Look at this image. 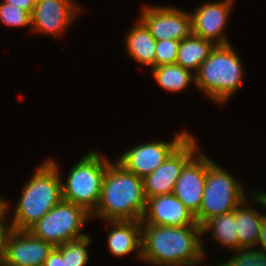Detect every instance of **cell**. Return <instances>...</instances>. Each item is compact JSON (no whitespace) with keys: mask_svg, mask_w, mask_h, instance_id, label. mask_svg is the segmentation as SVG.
Segmentation results:
<instances>
[{"mask_svg":"<svg viewBox=\"0 0 266 266\" xmlns=\"http://www.w3.org/2000/svg\"><path fill=\"white\" fill-rule=\"evenodd\" d=\"M200 235L199 225L141 224V260L155 266H195L206 257Z\"/></svg>","mask_w":266,"mask_h":266,"instance_id":"cell-1","label":"cell"},{"mask_svg":"<svg viewBox=\"0 0 266 266\" xmlns=\"http://www.w3.org/2000/svg\"><path fill=\"white\" fill-rule=\"evenodd\" d=\"M143 180L119 163L107 165L99 204L92 218L107 221H142L146 210Z\"/></svg>","mask_w":266,"mask_h":266,"instance_id":"cell-2","label":"cell"},{"mask_svg":"<svg viewBox=\"0 0 266 266\" xmlns=\"http://www.w3.org/2000/svg\"><path fill=\"white\" fill-rule=\"evenodd\" d=\"M57 164L53 159L43 161L27 182L11 219L13 229L29 230L62 200V179Z\"/></svg>","mask_w":266,"mask_h":266,"instance_id":"cell-3","label":"cell"},{"mask_svg":"<svg viewBox=\"0 0 266 266\" xmlns=\"http://www.w3.org/2000/svg\"><path fill=\"white\" fill-rule=\"evenodd\" d=\"M194 75V84L223 104L241 87L242 61L231 44L216 45Z\"/></svg>","mask_w":266,"mask_h":266,"instance_id":"cell-4","label":"cell"},{"mask_svg":"<svg viewBox=\"0 0 266 266\" xmlns=\"http://www.w3.org/2000/svg\"><path fill=\"white\" fill-rule=\"evenodd\" d=\"M109 163L106 157L90 150L72 167L67 180L61 181L62 199L80 205L92 214L99 204Z\"/></svg>","mask_w":266,"mask_h":266,"instance_id":"cell-5","label":"cell"},{"mask_svg":"<svg viewBox=\"0 0 266 266\" xmlns=\"http://www.w3.org/2000/svg\"><path fill=\"white\" fill-rule=\"evenodd\" d=\"M235 177L214 161L207 168L204 194L196 222L202 226L207 220L233 212L247 197Z\"/></svg>","mask_w":266,"mask_h":266,"instance_id":"cell-6","label":"cell"},{"mask_svg":"<svg viewBox=\"0 0 266 266\" xmlns=\"http://www.w3.org/2000/svg\"><path fill=\"white\" fill-rule=\"evenodd\" d=\"M91 213L84 207L61 200L28 231L53 247L82 238L80 233Z\"/></svg>","mask_w":266,"mask_h":266,"instance_id":"cell-7","label":"cell"},{"mask_svg":"<svg viewBox=\"0 0 266 266\" xmlns=\"http://www.w3.org/2000/svg\"><path fill=\"white\" fill-rule=\"evenodd\" d=\"M140 15L139 19L156 41H181L193 34L192 16L180 8L145 6Z\"/></svg>","mask_w":266,"mask_h":266,"instance_id":"cell-8","label":"cell"},{"mask_svg":"<svg viewBox=\"0 0 266 266\" xmlns=\"http://www.w3.org/2000/svg\"><path fill=\"white\" fill-rule=\"evenodd\" d=\"M196 143L190 135L160 166L142 179L146 200L173 192L183 167L198 152Z\"/></svg>","mask_w":266,"mask_h":266,"instance_id":"cell-9","label":"cell"},{"mask_svg":"<svg viewBox=\"0 0 266 266\" xmlns=\"http://www.w3.org/2000/svg\"><path fill=\"white\" fill-rule=\"evenodd\" d=\"M189 136L183 131L170 142L156 141L134 146L124 152L116 162L143 179L160 166Z\"/></svg>","mask_w":266,"mask_h":266,"instance_id":"cell-10","label":"cell"},{"mask_svg":"<svg viewBox=\"0 0 266 266\" xmlns=\"http://www.w3.org/2000/svg\"><path fill=\"white\" fill-rule=\"evenodd\" d=\"M53 246L28 230L13 229L0 259L2 266H44Z\"/></svg>","mask_w":266,"mask_h":266,"instance_id":"cell-11","label":"cell"},{"mask_svg":"<svg viewBox=\"0 0 266 266\" xmlns=\"http://www.w3.org/2000/svg\"><path fill=\"white\" fill-rule=\"evenodd\" d=\"M213 161L202 153H196L183 167L174 185L173 194L194 214L199 212L207 168Z\"/></svg>","mask_w":266,"mask_h":266,"instance_id":"cell-12","label":"cell"},{"mask_svg":"<svg viewBox=\"0 0 266 266\" xmlns=\"http://www.w3.org/2000/svg\"><path fill=\"white\" fill-rule=\"evenodd\" d=\"M75 4L72 0H37L31 14L33 31L62 35L80 9Z\"/></svg>","mask_w":266,"mask_h":266,"instance_id":"cell-13","label":"cell"},{"mask_svg":"<svg viewBox=\"0 0 266 266\" xmlns=\"http://www.w3.org/2000/svg\"><path fill=\"white\" fill-rule=\"evenodd\" d=\"M233 0L205 3L191 13L193 35L213 42L215 45L230 44L225 29Z\"/></svg>","mask_w":266,"mask_h":266,"instance_id":"cell-14","label":"cell"},{"mask_svg":"<svg viewBox=\"0 0 266 266\" xmlns=\"http://www.w3.org/2000/svg\"><path fill=\"white\" fill-rule=\"evenodd\" d=\"M141 224L172 227L198 225L195 215L173 193L148 198Z\"/></svg>","mask_w":266,"mask_h":266,"instance_id":"cell-15","label":"cell"},{"mask_svg":"<svg viewBox=\"0 0 266 266\" xmlns=\"http://www.w3.org/2000/svg\"><path fill=\"white\" fill-rule=\"evenodd\" d=\"M112 226L108 234V248L112 255L125 256L134 250L141 259V221H107Z\"/></svg>","mask_w":266,"mask_h":266,"instance_id":"cell-16","label":"cell"},{"mask_svg":"<svg viewBox=\"0 0 266 266\" xmlns=\"http://www.w3.org/2000/svg\"><path fill=\"white\" fill-rule=\"evenodd\" d=\"M137 22L126 35L127 53L144 66L155 67L156 40L140 19Z\"/></svg>","mask_w":266,"mask_h":266,"instance_id":"cell-17","label":"cell"},{"mask_svg":"<svg viewBox=\"0 0 266 266\" xmlns=\"http://www.w3.org/2000/svg\"><path fill=\"white\" fill-rule=\"evenodd\" d=\"M246 202L247 199L235 209L239 249L256 247L264 217L263 214H259L255 209L247 207Z\"/></svg>","mask_w":266,"mask_h":266,"instance_id":"cell-18","label":"cell"},{"mask_svg":"<svg viewBox=\"0 0 266 266\" xmlns=\"http://www.w3.org/2000/svg\"><path fill=\"white\" fill-rule=\"evenodd\" d=\"M215 46L213 42L192 34L180 41L176 63L196 73Z\"/></svg>","mask_w":266,"mask_h":266,"instance_id":"cell-19","label":"cell"},{"mask_svg":"<svg viewBox=\"0 0 266 266\" xmlns=\"http://www.w3.org/2000/svg\"><path fill=\"white\" fill-rule=\"evenodd\" d=\"M151 69L153 71V77L159 86L169 92H180L190 82L195 81V75L177 63L160 65Z\"/></svg>","mask_w":266,"mask_h":266,"instance_id":"cell-20","label":"cell"},{"mask_svg":"<svg viewBox=\"0 0 266 266\" xmlns=\"http://www.w3.org/2000/svg\"><path fill=\"white\" fill-rule=\"evenodd\" d=\"M211 231L213 238L224 246L236 251L239 250V238L236 229L235 210L233 212L213 217L202 226V234Z\"/></svg>","mask_w":266,"mask_h":266,"instance_id":"cell-21","label":"cell"},{"mask_svg":"<svg viewBox=\"0 0 266 266\" xmlns=\"http://www.w3.org/2000/svg\"><path fill=\"white\" fill-rule=\"evenodd\" d=\"M233 257L219 266H266V252L252 248H241L234 251Z\"/></svg>","mask_w":266,"mask_h":266,"instance_id":"cell-22","label":"cell"},{"mask_svg":"<svg viewBox=\"0 0 266 266\" xmlns=\"http://www.w3.org/2000/svg\"><path fill=\"white\" fill-rule=\"evenodd\" d=\"M91 242L89 235L66 242V265L85 266L89 259L86 246Z\"/></svg>","mask_w":266,"mask_h":266,"instance_id":"cell-23","label":"cell"},{"mask_svg":"<svg viewBox=\"0 0 266 266\" xmlns=\"http://www.w3.org/2000/svg\"><path fill=\"white\" fill-rule=\"evenodd\" d=\"M0 20L11 27L31 26V14L16 5L0 3Z\"/></svg>","mask_w":266,"mask_h":266,"instance_id":"cell-24","label":"cell"},{"mask_svg":"<svg viewBox=\"0 0 266 266\" xmlns=\"http://www.w3.org/2000/svg\"><path fill=\"white\" fill-rule=\"evenodd\" d=\"M180 41L161 40L156 41L155 67L165 64H175Z\"/></svg>","mask_w":266,"mask_h":266,"instance_id":"cell-25","label":"cell"},{"mask_svg":"<svg viewBox=\"0 0 266 266\" xmlns=\"http://www.w3.org/2000/svg\"><path fill=\"white\" fill-rule=\"evenodd\" d=\"M44 266H67L66 265V243L54 247L45 260Z\"/></svg>","mask_w":266,"mask_h":266,"instance_id":"cell-26","label":"cell"},{"mask_svg":"<svg viewBox=\"0 0 266 266\" xmlns=\"http://www.w3.org/2000/svg\"><path fill=\"white\" fill-rule=\"evenodd\" d=\"M5 218L7 217H0V259L4 255L7 238L13 230L11 224H9L8 226L6 225Z\"/></svg>","mask_w":266,"mask_h":266,"instance_id":"cell-27","label":"cell"},{"mask_svg":"<svg viewBox=\"0 0 266 266\" xmlns=\"http://www.w3.org/2000/svg\"><path fill=\"white\" fill-rule=\"evenodd\" d=\"M36 1L37 0H4L5 3L14 6L16 5L17 7L22 8L30 14H32Z\"/></svg>","mask_w":266,"mask_h":266,"instance_id":"cell-28","label":"cell"},{"mask_svg":"<svg viewBox=\"0 0 266 266\" xmlns=\"http://www.w3.org/2000/svg\"><path fill=\"white\" fill-rule=\"evenodd\" d=\"M257 244H260V248L259 249H263V251L266 252V215H264L263 217V222H262V226H261V231L259 234V239Z\"/></svg>","mask_w":266,"mask_h":266,"instance_id":"cell-29","label":"cell"},{"mask_svg":"<svg viewBox=\"0 0 266 266\" xmlns=\"http://www.w3.org/2000/svg\"><path fill=\"white\" fill-rule=\"evenodd\" d=\"M253 195L254 200L266 208V194L264 192L260 193L255 191Z\"/></svg>","mask_w":266,"mask_h":266,"instance_id":"cell-30","label":"cell"},{"mask_svg":"<svg viewBox=\"0 0 266 266\" xmlns=\"http://www.w3.org/2000/svg\"><path fill=\"white\" fill-rule=\"evenodd\" d=\"M8 202H6L2 197H0V217H6L8 211Z\"/></svg>","mask_w":266,"mask_h":266,"instance_id":"cell-31","label":"cell"}]
</instances>
